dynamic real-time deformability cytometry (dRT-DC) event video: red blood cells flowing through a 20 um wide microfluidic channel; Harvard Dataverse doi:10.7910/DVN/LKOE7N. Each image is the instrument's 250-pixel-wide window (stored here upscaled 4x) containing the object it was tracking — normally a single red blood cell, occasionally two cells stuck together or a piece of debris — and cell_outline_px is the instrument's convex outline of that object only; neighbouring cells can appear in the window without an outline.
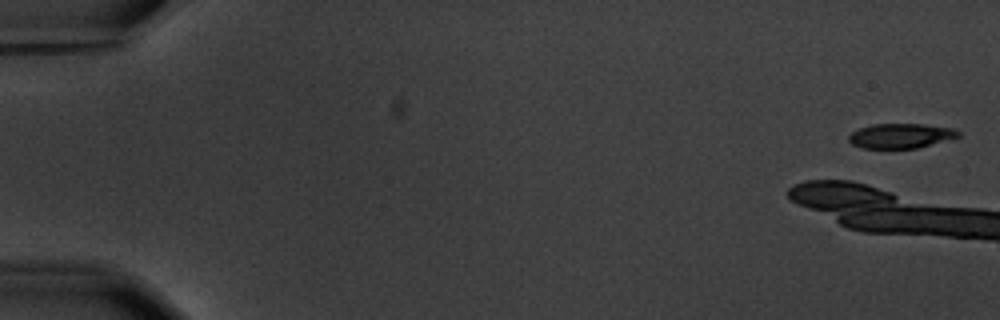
{"species": "common noctule bat (a hibernating species)", "species_latin": "Nyctalus noctula", "temperature_condition": "warm", "stored_images_in_passage": 6, "camera_frame_rate_fps": 3000, "um_per_image_px": 0.085, "animal": {"sex": "male", "body_mass_g": 20.1, "forearm_length_mm": 53.5}, "frame": {"image": 1, "passage_image": 1, "time_ms": 0.0, "image_size_px": [1000, 320], "cell_outline_px": [[960, 136], [916, 148], [864, 148], [852, 144], [848, 140], [848, 136], [852, 132], [860, 128], [872, 124], [924, 124], [952, 128], [960, 132]], "centroid_in_image_um": [76.54, 11.54], "position_along_channel_um": 8.5, "area_um2": 15.61}}